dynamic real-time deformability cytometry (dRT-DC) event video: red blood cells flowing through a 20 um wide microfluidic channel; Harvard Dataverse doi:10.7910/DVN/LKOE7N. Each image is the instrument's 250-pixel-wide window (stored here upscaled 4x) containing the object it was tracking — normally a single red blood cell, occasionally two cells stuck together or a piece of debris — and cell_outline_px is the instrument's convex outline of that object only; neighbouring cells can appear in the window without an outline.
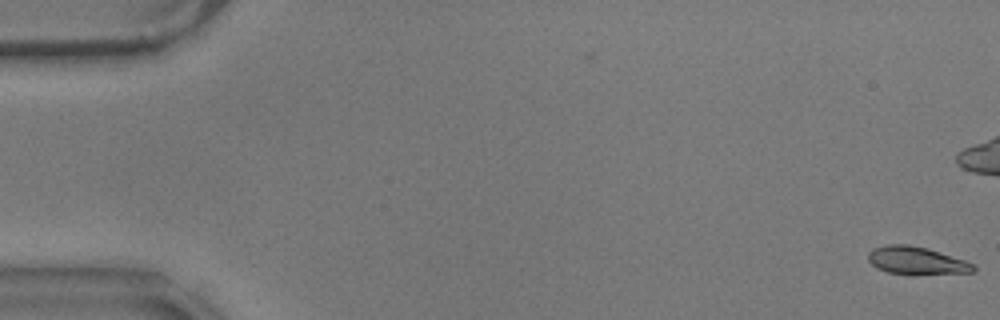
{"species": "common noctule bat (a hibernating species)", "species_latin": "Nyctalus noctula", "temperature_condition": "warm", "stored_images_in_passage": 59, "camera_frame_rate_fps": 3000, "um_per_image_px": 0.085, "animal": {"sex": "male", "body_mass_g": 17.9}, "frame": {"image": 1, "passage_image": 1, "time_ms": 0.0, "image_size_px": [1000, 320], "cell_outline_px": [[976, 268], [972, 272], [912, 276], [888, 272], [876, 268], [868, 260], [868, 252], [872, 248], [888, 244], [908, 244], [928, 248], [964, 260], [972, 264]], "centroid_in_image_um": [77.87, 22.17], "position_along_channel_um": 7.1, "area_um2": 17.4}}
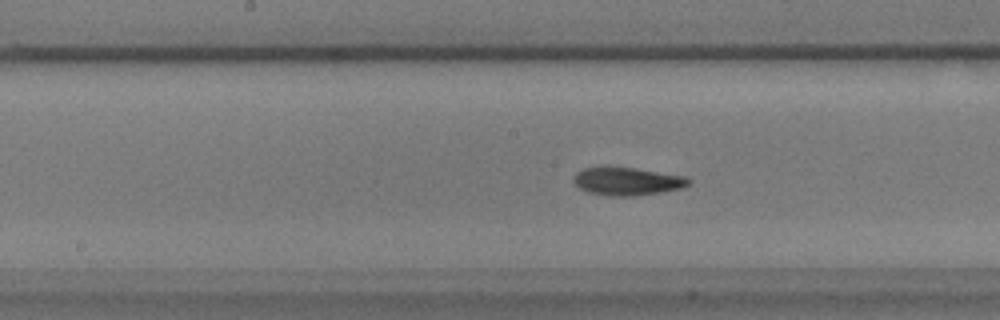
{"frame": {"image": 2, "passage_image": 30, "time_ms": 9.667, "image_size_px": [1000, 320], "cell_outline_px": [[692, 180], [688, 184], [680, 188], [660, 192], [632, 196], [608, 196], [588, 192], [580, 188], [572, 180], [576, 172], [584, 168], [604, 164], [608, 164], [684, 176]], "centroid_in_image_um": [53.22, 15.37], "position_along_channel_um": 195.0, "area_um2": 19.07}}
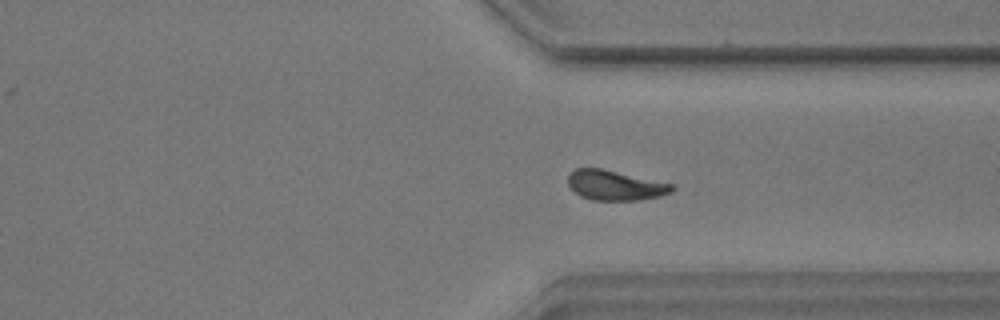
{"frame": {"image": 3, "passage_image": 44, "time_ms": 14.333, "image_size_px": [1000, 320], "cell_outline_px": [[676, 188], [672, 192], [660, 196], [640, 200], [592, 200], [580, 196], [568, 184], [568, 176], [576, 168], [600, 168], [672, 184]], "centroid_in_image_um": [52.29, 15.76], "position_along_channel_um": 359.1, "area_um2": 17.92}, "authors_computed_cell_mechanics": {"area_um2": 18.0336, "velocity_mm_per_s": 3.521, "shape_relaxation_time_tau1_ms": 4.1378, "shape_relaxation_time_tau2_ms": 2.5487, "deformation_change_tau1": 0.1445, "deformation_change_tau2": 0.0909}}